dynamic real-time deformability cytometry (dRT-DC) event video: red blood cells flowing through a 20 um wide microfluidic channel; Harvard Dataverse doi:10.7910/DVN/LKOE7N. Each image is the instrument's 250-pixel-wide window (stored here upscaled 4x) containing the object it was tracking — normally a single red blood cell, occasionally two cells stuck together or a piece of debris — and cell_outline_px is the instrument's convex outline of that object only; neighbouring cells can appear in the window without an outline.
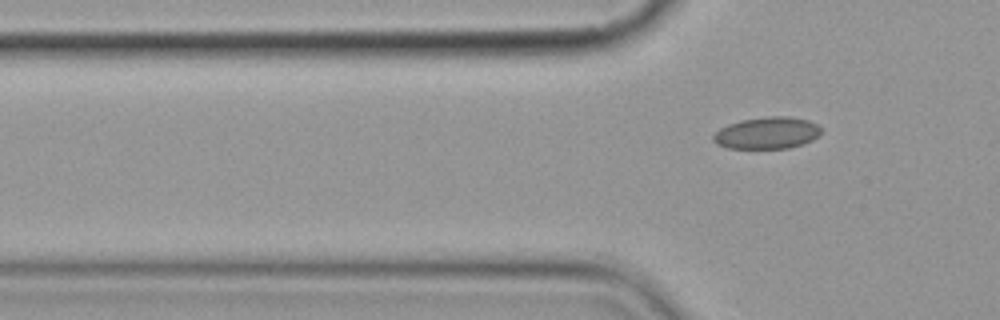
{"species": "common noctule bat (a hibernating species)", "species_latin": "Nyctalus noctula", "temperature_condition": "cold", "stored_images_in_passage": 4, "camera_frame_rate_fps": 3000, "um_per_image_px": 0.085, "animal": {"sex": "female", "body_mass_g": 19.9}, "frame": {"image": 1, "passage_image": 4, "time_ms": 4.333, "image_size_px": [1000, 320], "cell_outline_px": [[820, 136], [804, 144], [788, 148], [728, 148], [716, 144], [712, 140], [712, 136], [720, 128], [728, 124], [740, 120], [768, 116], [788, 116], [808, 120], [816, 124], [820, 128]], "centroid_in_image_um": [65.19, 11.3], "position_along_channel_um": 60.6, "area_um2": 20.11}}